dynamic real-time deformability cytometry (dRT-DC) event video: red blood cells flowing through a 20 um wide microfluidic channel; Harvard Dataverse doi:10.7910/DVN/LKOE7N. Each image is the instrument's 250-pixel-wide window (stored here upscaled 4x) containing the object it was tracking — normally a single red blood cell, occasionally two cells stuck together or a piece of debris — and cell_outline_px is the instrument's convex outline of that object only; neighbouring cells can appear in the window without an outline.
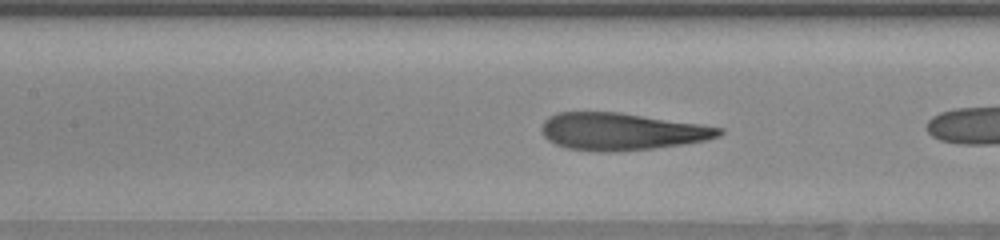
{"species": "human", "species_latin": "Homo sapiens", "temperature_condition": "warm", "stored_images_in_passage": 37, "camera_frame_rate_fps": 3000, "um_per_image_px": 0.085, "donor": {"sex": "female"}, "frame": {"image": 1, "passage_image": 20, "time_ms": 6.333, "image_size_px": [1000, 240], "cell_outline_px": [[724, 132], [720, 136], [704, 140], [684, 144], [652, 148], [612, 152], [600, 152], [568, 148], [556, 144], [548, 140], [544, 136], [540, 128], [544, 120], [548, 116], [556, 112], [620, 112], [700, 124], [724, 128]], "centroid_in_image_um": [52.81, 11.17], "position_along_channel_um": 154.6, "area_um2": 38.55}}
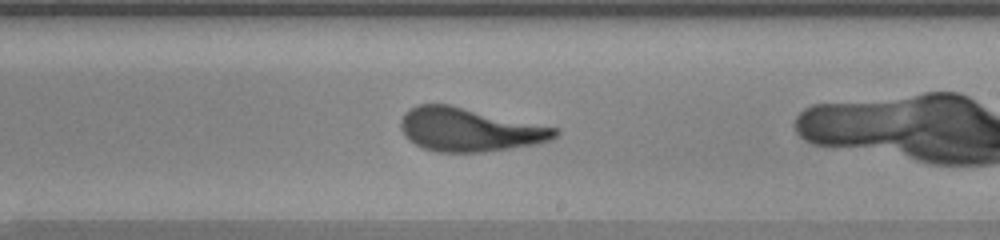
{"frame": {"image": 2, "passage_image": 27, "time_ms": 8.667, "image_size_px": [1000, 240], "cell_outline_px": [[560, 132], [556, 136], [548, 140], [536, 144], [484, 152], [436, 152], [424, 148], [408, 140], [404, 136], [400, 128], [400, 120], [404, 112], [408, 108], [416, 104], [448, 104], [560, 128]], "centroid_in_image_um": [39.87, 11.01], "position_along_channel_um": 249.1, "area_um2": 39.36}}
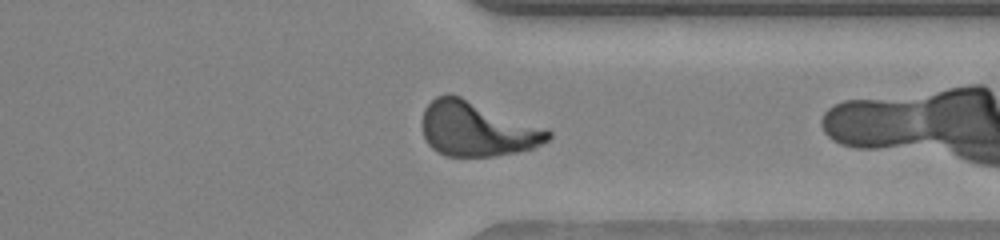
{"frame": {"image": 3, "passage_image": 36, "time_ms": 11.667, "image_size_px": [1000, 240], "cell_outline_px": [[552, 136], [548, 140], [532, 148], [516, 152], [496, 156], [444, 156], [436, 152], [428, 144], [424, 136], [420, 124], [424, 108], [436, 96], [448, 92], [460, 96], [552, 132]], "centroid_in_image_um": [40.45, 10.97], "position_along_channel_um": 371.0, "area_um2": 39.82}}